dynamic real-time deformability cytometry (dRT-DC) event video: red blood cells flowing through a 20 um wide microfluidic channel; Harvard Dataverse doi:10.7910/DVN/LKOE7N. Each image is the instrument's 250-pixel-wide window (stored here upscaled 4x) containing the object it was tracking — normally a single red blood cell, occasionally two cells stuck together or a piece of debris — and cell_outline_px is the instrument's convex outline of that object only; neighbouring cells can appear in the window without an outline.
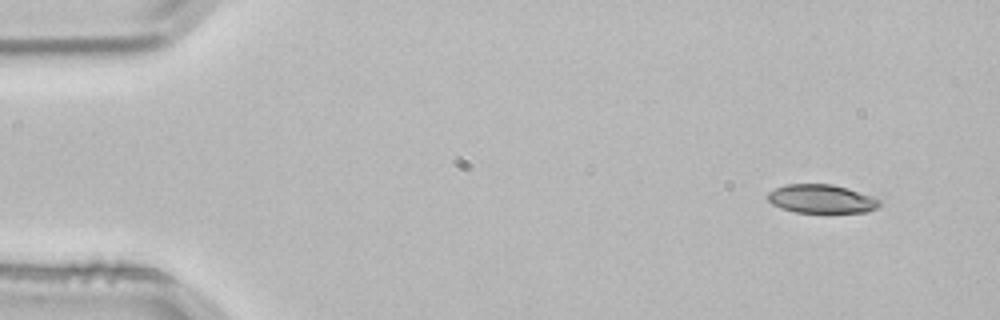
{"species": "common noctule bat (a hibernating species)", "species_latin": "Nyctalus noctula", "temperature_condition": "room temperature", "stored_images_in_passage": 3, "camera_frame_rate_fps": 3000, "um_per_image_px": 0.085, "animal": {"sex": "male", "body_mass_g": 21.5, "forearm_length_mm": 52.0}, "frame": {"image": 1, "passage_image": 1, "time_ms": 0.0, "image_size_px": [1000, 320], "cell_outline_px": [[880, 204], [876, 208], [868, 212], [796, 212], [780, 208], [772, 204], [768, 200], [768, 192], [776, 188], [788, 184], [832, 184], [848, 188], [872, 196], [880, 200]], "centroid_in_image_um": [69.82, 16.9], "position_along_channel_um": 15.2, "area_um2": 18.55}}
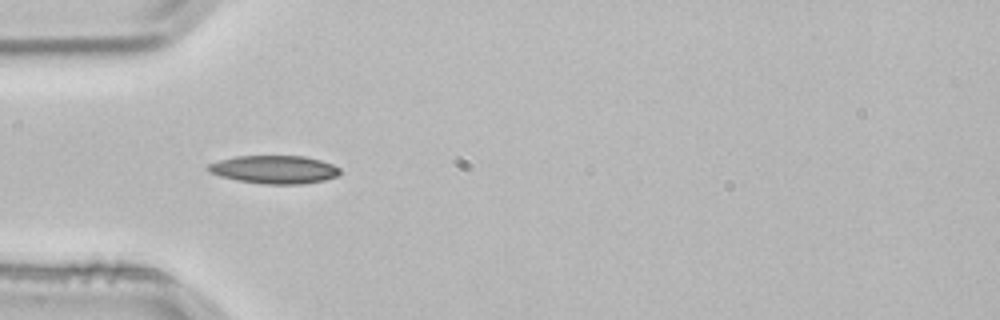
{"frame": {"image": 2, "passage_image": 3, "time_ms": 0.667, "image_size_px": [1000, 320], "cell_outline_px": [[340, 176], [324, 180], [300, 184], [264, 184], [236, 180], [220, 176], [208, 172], [208, 164], [220, 160], [236, 156], [304, 156], [320, 160], [332, 164], [340, 168]], "centroid_in_image_um": [23.33, 14.41], "position_along_channel_um": 61.7, "area_um2": 21.62}}